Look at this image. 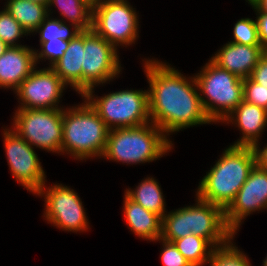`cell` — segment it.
I'll return each mask as SVG.
<instances>
[{
    "instance_id": "1",
    "label": "cell",
    "mask_w": 267,
    "mask_h": 266,
    "mask_svg": "<svg viewBox=\"0 0 267 266\" xmlns=\"http://www.w3.org/2000/svg\"><path fill=\"white\" fill-rule=\"evenodd\" d=\"M142 61L149 83L151 123L167 136L189 127L213 124L202 106L194 76L186 77L170 64L155 58Z\"/></svg>"
},
{
    "instance_id": "2",
    "label": "cell",
    "mask_w": 267,
    "mask_h": 266,
    "mask_svg": "<svg viewBox=\"0 0 267 266\" xmlns=\"http://www.w3.org/2000/svg\"><path fill=\"white\" fill-rule=\"evenodd\" d=\"M255 165L252 146L230 145L199 182L196 196L225 210Z\"/></svg>"
},
{
    "instance_id": "3",
    "label": "cell",
    "mask_w": 267,
    "mask_h": 266,
    "mask_svg": "<svg viewBox=\"0 0 267 266\" xmlns=\"http://www.w3.org/2000/svg\"><path fill=\"white\" fill-rule=\"evenodd\" d=\"M168 136L149 122L131 128L110 129L101 158L127 164L156 161L173 149Z\"/></svg>"
},
{
    "instance_id": "4",
    "label": "cell",
    "mask_w": 267,
    "mask_h": 266,
    "mask_svg": "<svg viewBox=\"0 0 267 266\" xmlns=\"http://www.w3.org/2000/svg\"><path fill=\"white\" fill-rule=\"evenodd\" d=\"M62 153L76 160L101 158L109 128L85 100L82 104L63 108Z\"/></svg>"
},
{
    "instance_id": "5",
    "label": "cell",
    "mask_w": 267,
    "mask_h": 266,
    "mask_svg": "<svg viewBox=\"0 0 267 266\" xmlns=\"http://www.w3.org/2000/svg\"><path fill=\"white\" fill-rule=\"evenodd\" d=\"M194 78L202 106L215 124L222 122L243 101V79L218 67L211 60Z\"/></svg>"
},
{
    "instance_id": "6",
    "label": "cell",
    "mask_w": 267,
    "mask_h": 266,
    "mask_svg": "<svg viewBox=\"0 0 267 266\" xmlns=\"http://www.w3.org/2000/svg\"><path fill=\"white\" fill-rule=\"evenodd\" d=\"M94 87L81 97L97 112L109 129L138 127L151 122L147 90H122L94 96Z\"/></svg>"
},
{
    "instance_id": "7",
    "label": "cell",
    "mask_w": 267,
    "mask_h": 266,
    "mask_svg": "<svg viewBox=\"0 0 267 266\" xmlns=\"http://www.w3.org/2000/svg\"><path fill=\"white\" fill-rule=\"evenodd\" d=\"M127 0H100L92 7V30L117 49L139 37V16Z\"/></svg>"
},
{
    "instance_id": "8",
    "label": "cell",
    "mask_w": 267,
    "mask_h": 266,
    "mask_svg": "<svg viewBox=\"0 0 267 266\" xmlns=\"http://www.w3.org/2000/svg\"><path fill=\"white\" fill-rule=\"evenodd\" d=\"M12 129L27 143L47 152L60 153L63 141V108H17Z\"/></svg>"
},
{
    "instance_id": "9",
    "label": "cell",
    "mask_w": 267,
    "mask_h": 266,
    "mask_svg": "<svg viewBox=\"0 0 267 266\" xmlns=\"http://www.w3.org/2000/svg\"><path fill=\"white\" fill-rule=\"evenodd\" d=\"M76 191L62 184H54L42 188L35 194L44 197L45 209L43 217L48 224L55 225L62 231L86 232L89 222L82 201Z\"/></svg>"
},
{
    "instance_id": "10",
    "label": "cell",
    "mask_w": 267,
    "mask_h": 266,
    "mask_svg": "<svg viewBox=\"0 0 267 266\" xmlns=\"http://www.w3.org/2000/svg\"><path fill=\"white\" fill-rule=\"evenodd\" d=\"M118 49L92 29L84 31L83 94L110 82L122 71Z\"/></svg>"
},
{
    "instance_id": "11",
    "label": "cell",
    "mask_w": 267,
    "mask_h": 266,
    "mask_svg": "<svg viewBox=\"0 0 267 266\" xmlns=\"http://www.w3.org/2000/svg\"><path fill=\"white\" fill-rule=\"evenodd\" d=\"M3 130L5 153L13 178L26 190L36 194L47 182L38 155L14 130Z\"/></svg>"
},
{
    "instance_id": "12",
    "label": "cell",
    "mask_w": 267,
    "mask_h": 266,
    "mask_svg": "<svg viewBox=\"0 0 267 266\" xmlns=\"http://www.w3.org/2000/svg\"><path fill=\"white\" fill-rule=\"evenodd\" d=\"M35 67L14 91L19 100L18 108L26 109H60L59 106L63 90L67 85L59 75L51 68L37 70ZM66 87V88H65Z\"/></svg>"
},
{
    "instance_id": "13",
    "label": "cell",
    "mask_w": 267,
    "mask_h": 266,
    "mask_svg": "<svg viewBox=\"0 0 267 266\" xmlns=\"http://www.w3.org/2000/svg\"><path fill=\"white\" fill-rule=\"evenodd\" d=\"M194 205L186 206L187 233L207 239L215 248L234 239L235 233L228 227L225 211L196 196Z\"/></svg>"
},
{
    "instance_id": "14",
    "label": "cell",
    "mask_w": 267,
    "mask_h": 266,
    "mask_svg": "<svg viewBox=\"0 0 267 266\" xmlns=\"http://www.w3.org/2000/svg\"><path fill=\"white\" fill-rule=\"evenodd\" d=\"M263 209L267 210V171L255 165L234 200L224 210L226 224L237 235L242 220Z\"/></svg>"
},
{
    "instance_id": "15",
    "label": "cell",
    "mask_w": 267,
    "mask_h": 266,
    "mask_svg": "<svg viewBox=\"0 0 267 266\" xmlns=\"http://www.w3.org/2000/svg\"><path fill=\"white\" fill-rule=\"evenodd\" d=\"M265 51L261 45L249 46L228 41L210 60L218 67L245 79L251 76Z\"/></svg>"
},
{
    "instance_id": "16",
    "label": "cell",
    "mask_w": 267,
    "mask_h": 266,
    "mask_svg": "<svg viewBox=\"0 0 267 266\" xmlns=\"http://www.w3.org/2000/svg\"><path fill=\"white\" fill-rule=\"evenodd\" d=\"M36 67L34 49L10 46L0 56V87L15 91Z\"/></svg>"
},
{
    "instance_id": "17",
    "label": "cell",
    "mask_w": 267,
    "mask_h": 266,
    "mask_svg": "<svg viewBox=\"0 0 267 266\" xmlns=\"http://www.w3.org/2000/svg\"><path fill=\"white\" fill-rule=\"evenodd\" d=\"M232 123L242 135L232 146H253L267 126V110L244 100L221 123Z\"/></svg>"
},
{
    "instance_id": "18",
    "label": "cell",
    "mask_w": 267,
    "mask_h": 266,
    "mask_svg": "<svg viewBox=\"0 0 267 266\" xmlns=\"http://www.w3.org/2000/svg\"><path fill=\"white\" fill-rule=\"evenodd\" d=\"M83 53L84 31L69 41L68 48L63 56L51 68L61 80L72 87L81 96L83 95Z\"/></svg>"
},
{
    "instance_id": "19",
    "label": "cell",
    "mask_w": 267,
    "mask_h": 266,
    "mask_svg": "<svg viewBox=\"0 0 267 266\" xmlns=\"http://www.w3.org/2000/svg\"><path fill=\"white\" fill-rule=\"evenodd\" d=\"M123 214L127 227L139 238L157 241L162 234V217L143 208L124 193Z\"/></svg>"
},
{
    "instance_id": "20",
    "label": "cell",
    "mask_w": 267,
    "mask_h": 266,
    "mask_svg": "<svg viewBox=\"0 0 267 266\" xmlns=\"http://www.w3.org/2000/svg\"><path fill=\"white\" fill-rule=\"evenodd\" d=\"M159 185L153 176L147 177L142 179L134 190L127 188L124 193L143 208L163 217L167 210L165 198Z\"/></svg>"
},
{
    "instance_id": "21",
    "label": "cell",
    "mask_w": 267,
    "mask_h": 266,
    "mask_svg": "<svg viewBox=\"0 0 267 266\" xmlns=\"http://www.w3.org/2000/svg\"><path fill=\"white\" fill-rule=\"evenodd\" d=\"M5 9L28 32L34 31L48 16V6L31 0H7Z\"/></svg>"
},
{
    "instance_id": "22",
    "label": "cell",
    "mask_w": 267,
    "mask_h": 266,
    "mask_svg": "<svg viewBox=\"0 0 267 266\" xmlns=\"http://www.w3.org/2000/svg\"><path fill=\"white\" fill-rule=\"evenodd\" d=\"M54 6L59 10L61 20L76 25L82 31L92 29V7L93 4L88 0H50L48 4V15L51 7ZM64 18V19H63Z\"/></svg>"
},
{
    "instance_id": "23",
    "label": "cell",
    "mask_w": 267,
    "mask_h": 266,
    "mask_svg": "<svg viewBox=\"0 0 267 266\" xmlns=\"http://www.w3.org/2000/svg\"><path fill=\"white\" fill-rule=\"evenodd\" d=\"M173 243L191 266H205L215 249L207 239L193 234L174 240Z\"/></svg>"
},
{
    "instance_id": "24",
    "label": "cell",
    "mask_w": 267,
    "mask_h": 266,
    "mask_svg": "<svg viewBox=\"0 0 267 266\" xmlns=\"http://www.w3.org/2000/svg\"><path fill=\"white\" fill-rule=\"evenodd\" d=\"M71 26L72 30L70 28ZM35 32L40 35L39 42H47L49 40H58V38L64 41H70L80 34L82 30L72 23L68 25L66 21L63 22L61 19L48 15Z\"/></svg>"
},
{
    "instance_id": "25",
    "label": "cell",
    "mask_w": 267,
    "mask_h": 266,
    "mask_svg": "<svg viewBox=\"0 0 267 266\" xmlns=\"http://www.w3.org/2000/svg\"><path fill=\"white\" fill-rule=\"evenodd\" d=\"M192 233H187L186 207H181L175 211L166 212L162 217L161 239L173 242L184 238Z\"/></svg>"
},
{
    "instance_id": "26",
    "label": "cell",
    "mask_w": 267,
    "mask_h": 266,
    "mask_svg": "<svg viewBox=\"0 0 267 266\" xmlns=\"http://www.w3.org/2000/svg\"><path fill=\"white\" fill-rule=\"evenodd\" d=\"M247 257L231 240L228 244L213 250L208 264L209 266H251Z\"/></svg>"
},
{
    "instance_id": "27",
    "label": "cell",
    "mask_w": 267,
    "mask_h": 266,
    "mask_svg": "<svg viewBox=\"0 0 267 266\" xmlns=\"http://www.w3.org/2000/svg\"><path fill=\"white\" fill-rule=\"evenodd\" d=\"M28 36V32L4 8L0 11V40L10 46H23L18 44L19 38Z\"/></svg>"
},
{
    "instance_id": "28",
    "label": "cell",
    "mask_w": 267,
    "mask_h": 266,
    "mask_svg": "<svg viewBox=\"0 0 267 266\" xmlns=\"http://www.w3.org/2000/svg\"><path fill=\"white\" fill-rule=\"evenodd\" d=\"M233 41L241 45H261L258 37L256 21L251 18H241L234 24Z\"/></svg>"
},
{
    "instance_id": "29",
    "label": "cell",
    "mask_w": 267,
    "mask_h": 266,
    "mask_svg": "<svg viewBox=\"0 0 267 266\" xmlns=\"http://www.w3.org/2000/svg\"><path fill=\"white\" fill-rule=\"evenodd\" d=\"M69 41H64L62 39L49 40L47 42H40L41 51L34 49L36 66L40 63L41 59L44 61H49V67H51L56 61H58L65 50L68 48Z\"/></svg>"
},
{
    "instance_id": "30",
    "label": "cell",
    "mask_w": 267,
    "mask_h": 266,
    "mask_svg": "<svg viewBox=\"0 0 267 266\" xmlns=\"http://www.w3.org/2000/svg\"><path fill=\"white\" fill-rule=\"evenodd\" d=\"M243 100L267 110V87L254 82L250 77L243 79Z\"/></svg>"
},
{
    "instance_id": "31",
    "label": "cell",
    "mask_w": 267,
    "mask_h": 266,
    "mask_svg": "<svg viewBox=\"0 0 267 266\" xmlns=\"http://www.w3.org/2000/svg\"><path fill=\"white\" fill-rule=\"evenodd\" d=\"M157 241L162 242L161 260L164 266H191L173 242L161 238Z\"/></svg>"
},
{
    "instance_id": "32",
    "label": "cell",
    "mask_w": 267,
    "mask_h": 266,
    "mask_svg": "<svg viewBox=\"0 0 267 266\" xmlns=\"http://www.w3.org/2000/svg\"><path fill=\"white\" fill-rule=\"evenodd\" d=\"M250 5L257 15L255 21L260 44L267 51V14L261 12L253 3Z\"/></svg>"
},
{
    "instance_id": "33",
    "label": "cell",
    "mask_w": 267,
    "mask_h": 266,
    "mask_svg": "<svg viewBox=\"0 0 267 266\" xmlns=\"http://www.w3.org/2000/svg\"><path fill=\"white\" fill-rule=\"evenodd\" d=\"M250 78L261 86L267 87V51L260 57Z\"/></svg>"
},
{
    "instance_id": "34",
    "label": "cell",
    "mask_w": 267,
    "mask_h": 266,
    "mask_svg": "<svg viewBox=\"0 0 267 266\" xmlns=\"http://www.w3.org/2000/svg\"><path fill=\"white\" fill-rule=\"evenodd\" d=\"M260 143L257 142L252 146L256 165L264 171H267V145L263 148H260Z\"/></svg>"
},
{
    "instance_id": "35",
    "label": "cell",
    "mask_w": 267,
    "mask_h": 266,
    "mask_svg": "<svg viewBox=\"0 0 267 266\" xmlns=\"http://www.w3.org/2000/svg\"><path fill=\"white\" fill-rule=\"evenodd\" d=\"M253 4L263 13L267 14V0H255Z\"/></svg>"
},
{
    "instance_id": "36",
    "label": "cell",
    "mask_w": 267,
    "mask_h": 266,
    "mask_svg": "<svg viewBox=\"0 0 267 266\" xmlns=\"http://www.w3.org/2000/svg\"><path fill=\"white\" fill-rule=\"evenodd\" d=\"M8 45L0 40V56L8 49Z\"/></svg>"
},
{
    "instance_id": "37",
    "label": "cell",
    "mask_w": 267,
    "mask_h": 266,
    "mask_svg": "<svg viewBox=\"0 0 267 266\" xmlns=\"http://www.w3.org/2000/svg\"><path fill=\"white\" fill-rule=\"evenodd\" d=\"M31 1L36 2V3H42L48 6L50 0H31Z\"/></svg>"
},
{
    "instance_id": "38",
    "label": "cell",
    "mask_w": 267,
    "mask_h": 266,
    "mask_svg": "<svg viewBox=\"0 0 267 266\" xmlns=\"http://www.w3.org/2000/svg\"><path fill=\"white\" fill-rule=\"evenodd\" d=\"M263 266H267V256L265 257V259L263 260Z\"/></svg>"
},
{
    "instance_id": "39",
    "label": "cell",
    "mask_w": 267,
    "mask_h": 266,
    "mask_svg": "<svg viewBox=\"0 0 267 266\" xmlns=\"http://www.w3.org/2000/svg\"><path fill=\"white\" fill-rule=\"evenodd\" d=\"M90 3H92V4H95V3H97V2H99L100 0H88Z\"/></svg>"
},
{
    "instance_id": "40",
    "label": "cell",
    "mask_w": 267,
    "mask_h": 266,
    "mask_svg": "<svg viewBox=\"0 0 267 266\" xmlns=\"http://www.w3.org/2000/svg\"><path fill=\"white\" fill-rule=\"evenodd\" d=\"M255 0H246V2H248V4H252Z\"/></svg>"
}]
</instances>
